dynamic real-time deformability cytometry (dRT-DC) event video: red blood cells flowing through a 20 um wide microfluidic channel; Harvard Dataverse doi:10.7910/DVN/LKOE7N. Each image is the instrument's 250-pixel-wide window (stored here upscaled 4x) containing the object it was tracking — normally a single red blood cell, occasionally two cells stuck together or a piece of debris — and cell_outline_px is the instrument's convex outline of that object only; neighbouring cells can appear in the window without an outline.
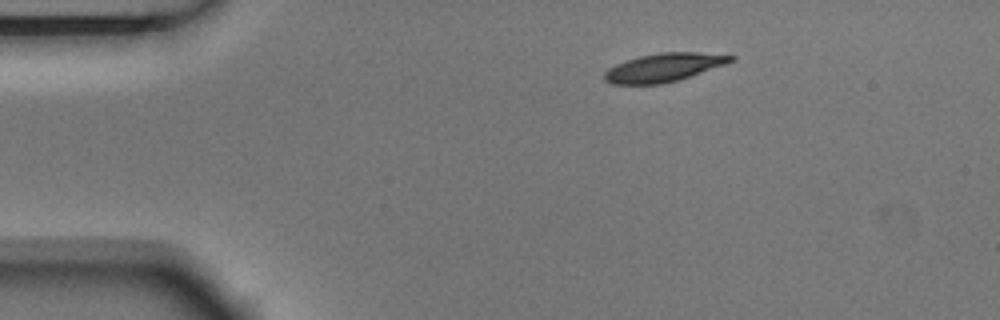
{"species": "Egyptian fruit bat (a non-hibernating species)", "species_latin": "Rousettus aegyptiacus", "temperature_condition": "room temperature", "stored_images_in_passage": 4, "camera_frame_rate_fps": 3000, "um_per_image_px": 0.085, "animal": {"sex": "male"}, "frame": {"image": 1, "passage_image": 1, "time_ms": 0.0, "image_size_px": [1000, 320], "cell_outline_px": [[736, 56], [732, 60], [724, 64], [676, 80], [660, 84], [612, 84], [604, 80], [604, 72], [608, 68], [616, 64], [640, 56], [660, 52], [700, 52]], "centroid_in_image_um": [56.36, 5.73], "position_along_channel_um": 28.6, "area_um2": 20.46}}
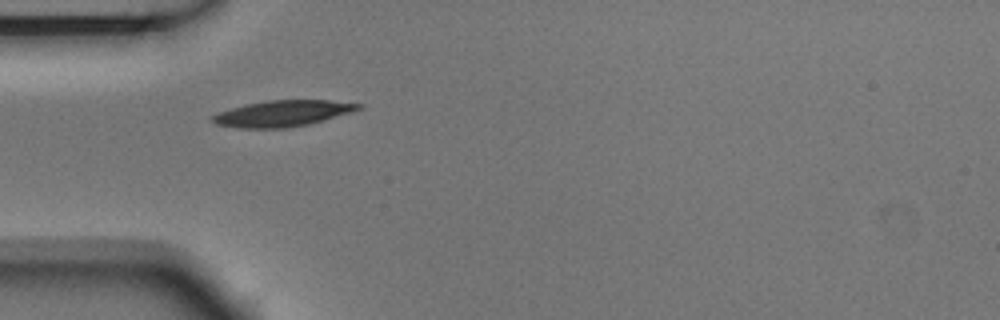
{"frame": {"image": 2, "passage_image": 3, "time_ms": 0.667, "image_size_px": [1000, 320], "cell_outline_px": [[364, 108], [352, 112], [308, 124], [284, 128], [236, 128], [216, 124], [208, 120], [212, 116], [220, 112], [244, 104], [268, 100], [328, 100], [364, 104]], "centroid_in_image_um": [24.02, 9.64], "position_along_channel_um": 61.0, "area_um2": 22.25}}
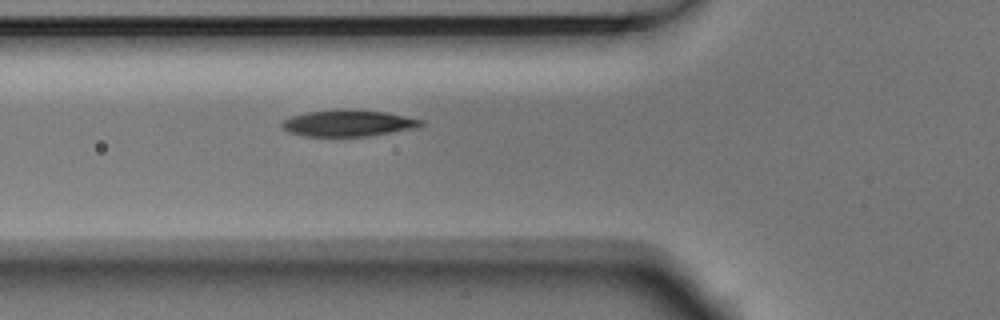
{"frame": {"image": 3, "passage_image": 4, "time_ms": 1.0, "image_size_px": [1000, 320], "cell_outline_px": [[424, 124], [416, 128], [368, 136], [304, 136], [288, 132], [280, 124], [284, 120], [292, 116], [308, 112], [348, 108], [352, 108], [388, 112], [424, 120]], "centroid_in_image_um": [29.64, 10.45], "position_along_channel_um": 96.2, "area_um2": 21.62}}